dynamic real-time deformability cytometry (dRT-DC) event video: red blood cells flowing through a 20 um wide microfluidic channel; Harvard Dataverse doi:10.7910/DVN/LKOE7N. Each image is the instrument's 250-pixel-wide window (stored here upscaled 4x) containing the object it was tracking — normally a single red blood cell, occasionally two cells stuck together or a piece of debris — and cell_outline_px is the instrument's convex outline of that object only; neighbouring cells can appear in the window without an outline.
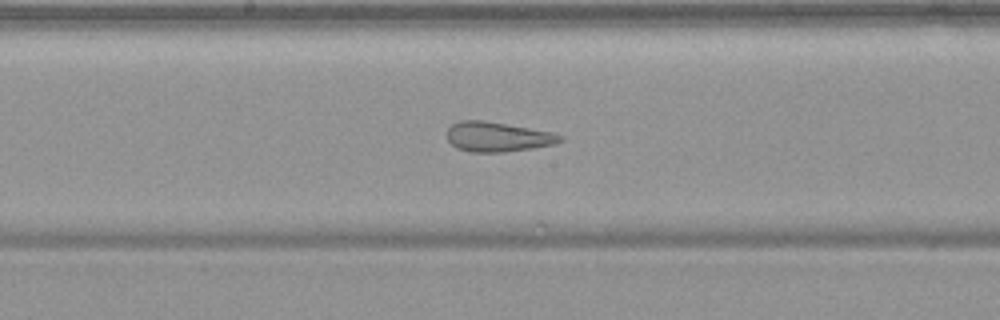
{"species": "common noctule bat (a hibernating species)", "species_latin": "Nyctalus noctula", "temperature_condition": "warm", "stored_images_in_passage": 54, "camera_frame_rate_fps": 3000, "um_per_image_px": 0.085, "animal": {"sex": "female", "body_mass_g": 19.9}, "frame": {"image": 1, "passage_image": 29, "time_ms": 9.333, "image_size_px": [1000, 320], "cell_outline_px": [[564, 140], [552, 144], [532, 148], [504, 152], [468, 152], [456, 148], [448, 140], [448, 128], [452, 124], [460, 120], [484, 120], [508, 124], [552, 132], [564, 136]], "centroid_in_image_um": [42.29, 11.62], "position_along_channel_um": 205.9, "area_um2": 19.65}}
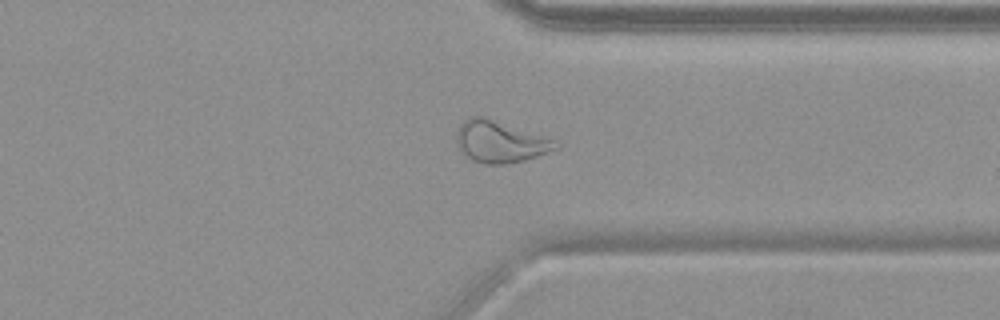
{"frame": {"image": 2, "passage_image": 42, "time_ms": 13.667, "image_size_px": [1000, 320], "cell_outline_px": [[560, 148], [524, 160], [504, 164], [484, 164], [472, 160], [456, 144], [456, 132], [460, 124], [464, 120], [472, 116], [484, 116], [556, 140], [560, 144]], "centroid_in_image_um": [42.51, 12.04], "position_along_channel_um": 368.9, "area_um2": 23.99}}
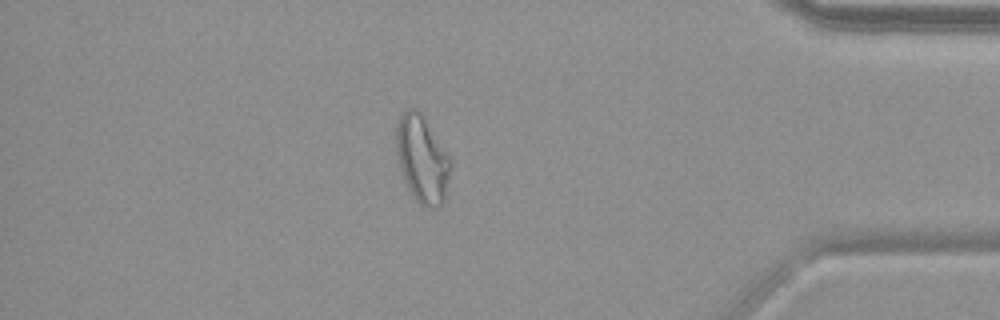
{"frame": {"image": 3, "passage_image": 47, "time_ms": 15.333, "image_size_px": [1000, 320], "cell_outline_px": [[452, 164], [444, 204], [440, 208], [428, 208], [420, 204], [412, 196], [404, 180], [396, 152], [396, 124], [400, 116], [408, 108], [416, 108], [424, 116], [452, 160]], "centroid_in_image_um": [35.91, 13.55], "position_along_channel_um": 399.3, "area_um2": 27.98}, "authors_computed_cell_mechanics": {"area_um2": 27.7729, "velocity_mm_per_s": 3.7676, "shape_relaxation_time_tau1_ms": null, "shape_relaxation_time_tau2_ms": 1.3216, "deformation_change_tau1": null, "deformation_change_tau2": 0.0896}}